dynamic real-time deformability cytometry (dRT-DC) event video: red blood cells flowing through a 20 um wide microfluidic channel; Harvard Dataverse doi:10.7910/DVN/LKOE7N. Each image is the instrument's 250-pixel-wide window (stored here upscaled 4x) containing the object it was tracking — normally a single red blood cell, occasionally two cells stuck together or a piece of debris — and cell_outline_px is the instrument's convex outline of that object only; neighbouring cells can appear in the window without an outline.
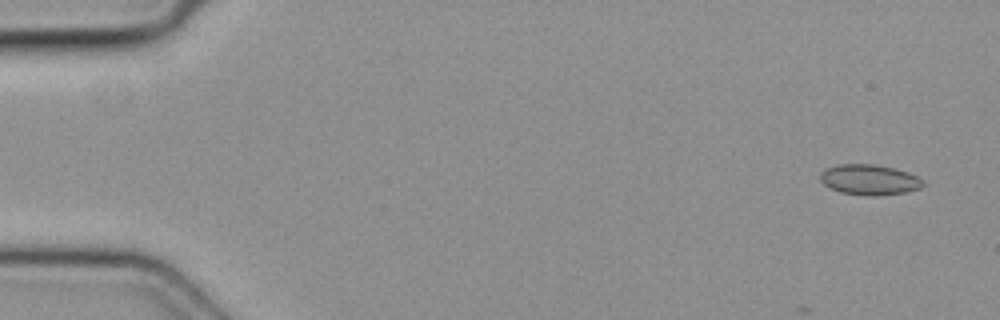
{"species": "common noctule bat (a hibernating species)", "species_latin": "Nyctalus noctula", "temperature_condition": "cold", "stored_images_in_passage": 6, "camera_frame_rate_fps": 3000, "um_per_image_px": 0.085, "animal": {"sex": "female", "body_mass_g": 19.3, "forearm_length_mm": 54.1}, "frame": {"image": 1, "passage_image": 1, "time_ms": 0.0, "image_size_px": [1000, 320], "cell_outline_px": [[924, 184], [920, 188], [904, 192], [876, 196], [872, 196], [840, 192], [824, 184], [820, 180], [820, 172], [828, 168], [840, 164], [876, 164], [908, 172], [924, 180]], "centroid_in_image_um": [73.9, 15.27], "position_along_channel_um": 11.1, "area_um2": 18.03}}
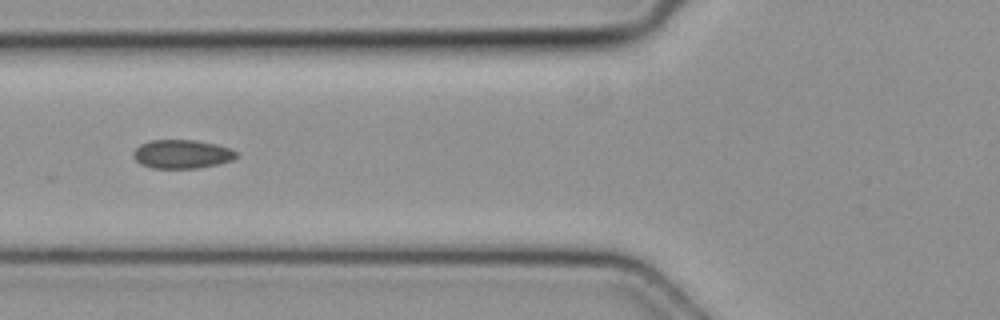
{"frame": {"image": 2, "passage_image": 5, "time_ms": 1.333, "image_size_px": [1000, 320], "cell_outline_px": [[236, 156], [232, 160], [216, 164], [196, 168], [152, 168], [140, 164], [132, 156], [132, 152], [140, 144], [152, 140], [196, 140], [216, 144], [228, 148], [236, 152]], "centroid_in_image_um": [15.41, 13.09], "position_along_channel_um": 110.4, "area_um2": 17.11}}
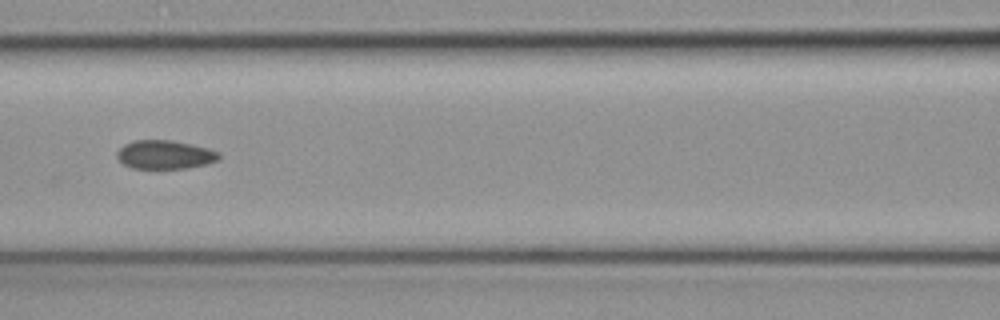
{"frame": {"image": 3, "passage_image": 6, "time_ms": 1.667, "image_size_px": [1000, 320], "cell_outline_px": [[220, 160], [208, 164], [188, 168], [132, 168], [124, 164], [116, 156], [116, 152], [124, 144], [132, 140], [172, 140], [208, 148], [220, 152]], "centroid_in_image_um": [14.04, 13.14], "position_along_channel_um": 152.6, "area_um2": 17.17}}